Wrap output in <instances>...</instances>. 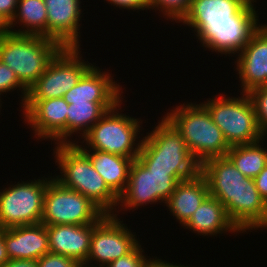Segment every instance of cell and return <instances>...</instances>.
<instances>
[{
  "mask_svg": "<svg viewBox=\"0 0 267 267\" xmlns=\"http://www.w3.org/2000/svg\"><path fill=\"white\" fill-rule=\"evenodd\" d=\"M47 7L44 0H19L17 10L9 23L15 34L41 35L47 37ZM17 24L20 29H13Z\"/></svg>",
  "mask_w": 267,
  "mask_h": 267,
  "instance_id": "cell-25",
  "label": "cell"
},
{
  "mask_svg": "<svg viewBox=\"0 0 267 267\" xmlns=\"http://www.w3.org/2000/svg\"><path fill=\"white\" fill-rule=\"evenodd\" d=\"M239 92L241 97L221 94L201 102L230 146L250 144L267 137L257 124L250 96L248 93Z\"/></svg>",
  "mask_w": 267,
  "mask_h": 267,
  "instance_id": "cell-7",
  "label": "cell"
},
{
  "mask_svg": "<svg viewBox=\"0 0 267 267\" xmlns=\"http://www.w3.org/2000/svg\"><path fill=\"white\" fill-rule=\"evenodd\" d=\"M94 223L87 225H46L49 253L67 256L84 263L87 260Z\"/></svg>",
  "mask_w": 267,
  "mask_h": 267,
  "instance_id": "cell-18",
  "label": "cell"
},
{
  "mask_svg": "<svg viewBox=\"0 0 267 267\" xmlns=\"http://www.w3.org/2000/svg\"><path fill=\"white\" fill-rule=\"evenodd\" d=\"M78 267H97V266L95 264L90 266V264L84 262V263H79Z\"/></svg>",
  "mask_w": 267,
  "mask_h": 267,
  "instance_id": "cell-39",
  "label": "cell"
},
{
  "mask_svg": "<svg viewBox=\"0 0 267 267\" xmlns=\"http://www.w3.org/2000/svg\"><path fill=\"white\" fill-rule=\"evenodd\" d=\"M56 145L53 153L61 175H54V179L87 197L105 215L118 216L119 197L94 169L89 157L75 143Z\"/></svg>",
  "mask_w": 267,
  "mask_h": 267,
  "instance_id": "cell-2",
  "label": "cell"
},
{
  "mask_svg": "<svg viewBox=\"0 0 267 267\" xmlns=\"http://www.w3.org/2000/svg\"><path fill=\"white\" fill-rule=\"evenodd\" d=\"M152 131L143 136L137 159L148 170L172 171L179 181L195 177L200 164L190 154L187 144L163 116Z\"/></svg>",
  "mask_w": 267,
  "mask_h": 267,
  "instance_id": "cell-3",
  "label": "cell"
},
{
  "mask_svg": "<svg viewBox=\"0 0 267 267\" xmlns=\"http://www.w3.org/2000/svg\"><path fill=\"white\" fill-rule=\"evenodd\" d=\"M43 177L15 182L1 189V229L41 223L46 187L54 176Z\"/></svg>",
  "mask_w": 267,
  "mask_h": 267,
  "instance_id": "cell-8",
  "label": "cell"
},
{
  "mask_svg": "<svg viewBox=\"0 0 267 267\" xmlns=\"http://www.w3.org/2000/svg\"><path fill=\"white\" fill-rule=\"evenodd\" d=\"M120 102H73L68 107L66 118V144L76 143L72 139L75 133L82 137L101 117ZM79 131V132H78ZM81 132V133H80ZM72 139H68L71 138Z\"/></svg>",
  "mask_w": 267,
  "mask_h": 267,
  "instance_id": "cell-24",
  "label": "cell"
},
{
  "mask_svg": "<svg viewBox=\"0 0 267 267\" xmlns=\"http://www.w3.org/2000/svg\"><path fill=\"white\" fill-rule=\"evenodd\" d=\"M112 74L92 66L63 96L70 105L73 102H121L124 99L122 86L117 84Z\"/></svg>",
  "mask_w": 267,
  "mask_h": 267,
  "instance_id": "cell-17",
  "label": "cell"
},
{
  "mask_svg": "<svg viewBox=\"0 0 267 267\" xmlns=\"http://www.w3.org/2000/svg\"><path fill=\"white\" fill-rule=\"evenodd\" d=\"M178 182L172 171L148 170L136 158L130 168L126 189L119 196L117 208L125 213L143 205L157 202L165 204Z\"/></svg>",
  "mask_w": 267,
  "mask_h": 267,
  "instance_id": "cell-11",
  "label": "cell"
},
{
  "mask_svg": "<svg viewBox=\"0 0 267 267\" xmlns=\"http://www.w3.org/2000/svg\"><path fill=\"white\" fill-rule=\"evenodd\" d=\"M192 0H149L150 10H159L166 20L179 23L187 14ZM169 18V19H168Z\"/></svg>",
  "mask_w": 267,
  "mask_h": 267,
  "instance_id": "cell-27",
  "label": "cell"
},
{
  "mask_svg": "<svg viewBox=\"0 0 267 267\" xmlns=\"http://www.w3.org/2000/svg\"><path fill=\"white\" fill-rule=\"evenodd\" d=\"M248 95L254 105L257 124L267 136V86L252 89Z\"/></svg>",
  "mask_w": 267,
  "mask_h": 267,
  "instance_id": "cell-29",
  "label": "cell"
},
{
  "mask_svg": "<svg viewBox=\"0 0 267 267\" xmlns=\"http://www.w3.org/2000/svg\"><path fill=\"white\" fill-rule=\"evenodd\" d=\"M81 150L89 157L92 166L101 175L108 187L119 197L126 189L130 168L136 158L98 150Z\"/></svg>",
  "mask_w": 267,
  "mask_h": 267,
  "instance_id": "cell-23",
  "label": "cell"
},
{
  "mask_svg": "<svg viewBox=\"0 0 267 267\" xmlns=\"http://www.w3.org/2000/svg\"><path fill=\"white\" fill-rule=\"evenodd\" d=\"M254 182L260 197L267 204V166L254 178Z\"/></svg>",
  "mask_w": 267,
  "mask_h": 267,
  "instance_id": "cell-34",
  "label": "cell"
},
{
  "mask_svg": "<svg viewBox=\"0 0 267 267\" xmlns=\"http://www.w3.org/2000/svg\"><path fill=\"white\" fill-rule=\"evenodd\" d=\"M9 260L10 259L7 254L6 243L4 240V229H1L0 231V267Z\"/></svg>",
  "mask_w": 267,
  "mask_h": 267,
  "instance_id": "cell-37",
  "label": "cell"
},
{
  "mask_svg": "<svg viewBox=\"0 0 267 267\" xmlns=\"http://www.w3.org/2000/svg\"><path fill=\"white\" fill-rule=\"evenodd\" d=\"M238 56V57H237ZM236 72L242 93L267 86V25L261 24L244 48L236 54Z\"/></svg>",
  "mask_w": 267,
  "mask_h": 267,
  "instance_id": "cell-14",
  "label": "cell"
},
{
  "mask_svg": "<svg viewBox=\"0 0 267 267\" xmlns=\"http://www.w3.org/2000/svg\"><path fill=\"white\" fill-rule=\"evenodd\" d=\"M19 0H0V15H2L8 23L15 16L17 4Z\"/></svg>",
  "mask_w": 267,
  "mask_h": 267,
  "instance_id": "cell-33",
  "label": "cell"
},
{
  "mask_svg": "<svg viewBox=\"0 0 267 267\" xmlns=\"http://www.w3.org/2000/svg\"><path fill=\"white\" fill-rule=\"evenodd\" d=\"M38 267H78L79 263L67 256L47 253L36 260Z\"/></svg>",
  "mask_w": 267,
  "mask_h": 267,
  "instance_id": "cell-31",
  "label": "cell"
},
{
  "mask_svg": "<svg viewBox=\"0 0 267 267\" xmlns=\"http://www.w3.org/2000/svg\"><path fill=\"white\" fill-rule=\"evenodd\" d=\"M9 259L38 260L49 253V238L43 223L4 229Z\"/></svg>",
  "mask_w": 267,
  "mask_h": 267,
  "instance_id": "cell-19",
  "label": "cell"
},
{
  "mask_svg": "<svg viewBox=\"0 0 267 267\" xmlns=\"http://www.w3.org/2000/svg\"><path fill=\"white\" fill-rule=\"evenodd\" d=\"M200 173L206 178L209 195L223 205L237 201V189L247 178L226 156L207 159L200 165Z\"/></svg>",
  "mask_w": 267,
  "mask_h": 267,
  "instance_id": "cell-20",
  "label": "cell"
},
{
  "mask_svg": "<svg viewBox=\"0 0 267 267\" xmlns=\"http://www.w3.org/2000/svg\"><path fill=\"white\" fill-rule=\"evenodd\" d=\"M9 23L6 19L0 15V38L5 36L6 34L10 33Z\"/></svg>",
  "mask_w": 267,
  "mask_h": 267,
  "instance_id": "cell-38",
  "label": "cell"
},
{
  "mask_svg": "<svg viewBox=\"0 0 267 267\" xmlns=\"http://www.w3.org/2000/svg\"><path fill=\"white\" fill-rule=\"evenodd\" d=\"M108 1V4H113V6L118 7L119 9H127L128 11L131 9L133 11L136 10H149V0H104Z\"/></svg>",
  "mask_w": 267,
  "mask_h": 267,
  "instance_id": "cell-32",
  "label": "cell"
},
{
  "mask_svg": "<svg viewBox=\"0 0 267 267\" xmlns=\"http://www.w3.org/2000/svg\"><path fill=\"white\" fill-rule=\"evenodd\" d=\"M16 89L17 91L18 89L21 90L20 107H23L28 96V90L21 84L13 70L0 61V98L1 94L6 93L7 95L8 92H13Z\"/></svg>",
  "mask_w": 267,
  "mask_h": 267,
  "instance_id": "cell-28",
  "label": "cell"
},
{
  "mask_svg": "<svg viewBox=\"0 0 267 267\" xmlns=\"http://www.w3.org/2000/svg\"><path fill=\"white\" fill-rule=\"evenodd\" d=\"M1 267H38L36 260L11 259Z\"/></svg>",
  "mask_w": 267,
  "mask_h": 267,
  "instance_id": "cell-35",
  "label": "cell"
},
{
  "mask_svg": "<svg viewBox=\"0 0 267 267\" xmlns=\"http://www.w3.org/2000/svg\"><path fill=\"white\" fill-rule=\"evenodd\" d=\"M263 141L265 138L250 144L231 146L226 157L243 175L254 179L267 166V148Z\"/></svg>",
  "mask_w": 267,
  "mask_h": 267,
  "instance_id": "cell-26",
  "label": "cell"
},
{
  "mask_svg": "<svg viewBox=\"0 0 267 267\" xmlns=\"http://www.w3.org/2000/svg\"><path fill=\"white\" fill-rule=\"evenodd\" d=\"M144 253V249H142L141 244L139 243L131 252L114 260L106 267H144L151 259V257H146V254Z\"/></svg>",
  "mask_w": 267,
  "mask_h": 267,
  "instance_id": "cell-30",
  "label": "cell"
},
{
  "mask_svg": "<svg viewBox=\"0 0 267 267\" xmlns=\"http://www.w3.org/2000/svg\"><path fill=\"white\" fill-rule=\"evenodd\" d=\"M155 258V259H154ZM151 258L144 267H183L184 265H181L180 263L177 265L174 262L169 263L168 261H163L162 259H159L157 257Z\"/></svg>",
  "mask_w": 267,
  "mask_h": 267,
  "instance_id": "cell-36",
  "label": "cell"
},
{
  "mask_svg": "<svg viewBox=\"0 0 267 267\" xmlns=\"http://www.w3.org/2000/svg\"><path fill=\"white\" fill-rule=\"evenodd\" d=\"M208 195V183L199 172L193 178L178 182L165 205L183 226Z\"/></svg>",
  "mask_w": 267,
  "mask_h": 267,
  "instance_id": "cell-22",
  "label": "cell"
},
{
  "mask_svg": "<svg viewBox=\"0 0 267 267\" xmlns=\"http://www.w3.org/2000/svg\"><path fill=\"white\" fill-rule=\"evenodd\" d=\"M132 231L117 216L104 215L94 223L86 263L93 265L95 262L96 265L106 267L131 252L140 243L136 232Z\"/></svg>",
  "mask_w": 267,
  "mask_h": 267,
  "instance_id": "cell-12",
  "label": "cell"
},
{
  "mask_svg": "<svg viewBox=\"0 0 267 267\" xmlns=\"http://www.w3.org/2000/svg\"><path fill=\"white\" fill-rule=\"evenodd\" d=\"M62 48L56 40L41 35L10 32L0 38V61L29 90Z\"/></svg>",
  "mask_w": 267,
  "mask_h": 267,
  "instance_id": "cell-5",
  "label": "cell"
},
{
  "mask_svg": "<svg viewBox=\"0 0 267 267\" xmlns=\"http://www.w3.org/2000/svg\"><path fill=\"white\" fill-rule=\"evenodd\" d=\"M104 215L81 193L63 187L54 178L48 183L41 218L44 225H87L98 222Z\"/></svg>",
  "mask_w": 267,
  "mask_h": 267,
  "instance_id": "cell-10",
  "label": "cell"
},
{
  "mask_svg": "<svg viewBox=\"0 0 267 267\" xmlns=\"http://www.w3.org/2000/svg\"><path fill=\"white\" fill-rule=\"evenodd\" d=\"M182 227L200 236L210 235L214 237L228 231L232 234L235 232L234 234L236 235L242 233L231 221L226 207L211 195L204 199L191 218Z\"/></svg>",
  "mask_w": 267,
  "mask_h": 267,
  "instance_id": "cell-21",
  "label": "cell"
},
{
  "mask_svg": "<svg viewBox=\"0 0 267 267\" xmlns=\"http://www.w3.org/2000/svg\"><path fill=\"white\" fill-rule=\"evenodd\" d=\"M2 100H3V99H1V98H0V108L2 107V106H1V104H2V103H1V102H2ZM0 110H1V109H0ZM0 112H1V111H0Z\"/></svg>",
  "mask_w": 267,
  "mask_h": 267,
  "instance_id": "cell-41",
  "label": "cell"
},
{
  "mask_svg": "<svg viewBox=\"0 0 267 267\" xmlns=\"http://www.w3.org/2000/svg\"><path fill=\"white\" fill-rule=\"evenodd\" d=\"M122 103L121 101L114 108L108 110L82 137L84 140L80 143L85 142V146L78 145V142L75 144L80 149L98 150L124 157L137 158L143 141V137H141V140L139 135L143 128V120L120 113ZM139 138L140 140H138Z\"/></svg>",
  "mask_w": 267,
  "mask_h": 267,
  "instance_id": "cell-6",
  "label": "cell"
},
{
  "mask_svg": "<svg viewBox=\"0 0 267 267\" xmlns=\"http://www.w3.org/2000/svg\"><path fill=\"white\" fill-rule=\"evenodd\" d=\"M254 2L256 0H192L179 23L192 28L197 42L206 50L235 56L261 25Z\"/></svg>",
  "mask_w": 267,
  "mask_h": 267,
  "instance_id": "cell-1",
  "label": "cell"
},
{
  "mask_svg": "<svg viewBox=\"0 0 267 267\" xmlns=\"http://www.w3.org/2000/svg\"><path fill=\"white\" fill-rule=\"evenodd\" d=\"M177 105L164 117L180 133L193 158L201 165L207 159L225 157L231 146L200 102Z\"/></svg>",
  "mask_w": 267,
  "mask_h": 267,
  "instance_id": "cell-4",
  "label": "cell"
},
{
  "mask_svg": "<svg viewBox=\"0 0 267 267\" xmlns=\"http://www.w3.org/2000/svg\"><path fill=\"white\" fill-rule=\"evenodd\" d=\"M69 104L63 97L46 100H26L22 111L25 124L31 127L37 140H54L66 144V118Z\"/></svg>",
  "mask_w": 267,
  "mask_h": 267,
  "instance_id": "cell-13",
  "label": "cell"
},
{
  "mask_svg": "<svg viewBox=\"0 0 267 267\" xmlns=\"http://www.w3.org/2000/svg\"><path fill=\"white\" fill-rule=\"evenodd\" d=\"M47 7V38L63 47H79L80 0H44ZM79 31V32H78Z\"/></svg>",
  "mask_w": 267,
  "mask_h": 267,
  "instance_id": "cell-15",
  "label": "cell"
},
{
  "mask_svg": "<svg viewBox=\"0 0 267 267\" xmlns=\"http://www.w3.org/2000/svg\"><path fill=\"white\" fill-rule=\"evenodd\" d=\"M80 50V47H63L28 90L26 100L60 98L75 86L93 66L82 59Z\"/></svg>",
  "mask_w": 267,
  "mask_h": 267,
  "instance_id": "cell-9",
  "label": "cell"
},
{
  "mask_svg": "<svg viewBox=\"0 0 267 267\" xmlns=\"http://www.w3.org/2000/svg\"><path fill=\"white\" fill-rule=\"evenodd\" d=\"M224 206L242 233L259 230L267 220V204L260 197L253 178L244 179L237 189V201H228Z\"/></svg>",
  "mask_w": 267,
  "mask_h": 267,
  "instance_id": "cell-16",
  "label": "cell"
},
{
  "mask_svg": "<svg viewBox=\"0 0 267 267\" xmlns=\"http://www.w3.org/2000/svg\"><path fill=\"white\" fill-rule=\"evenodd\" d=\"M261 230H266L267 229V220H266V222L264 223V225L260 228Z\"/></svg>",
  "mask_w": 267,
  "mask_h": 267,
  "instance_id": "cell-40",
  "label": "cell"
}]
</instances>
